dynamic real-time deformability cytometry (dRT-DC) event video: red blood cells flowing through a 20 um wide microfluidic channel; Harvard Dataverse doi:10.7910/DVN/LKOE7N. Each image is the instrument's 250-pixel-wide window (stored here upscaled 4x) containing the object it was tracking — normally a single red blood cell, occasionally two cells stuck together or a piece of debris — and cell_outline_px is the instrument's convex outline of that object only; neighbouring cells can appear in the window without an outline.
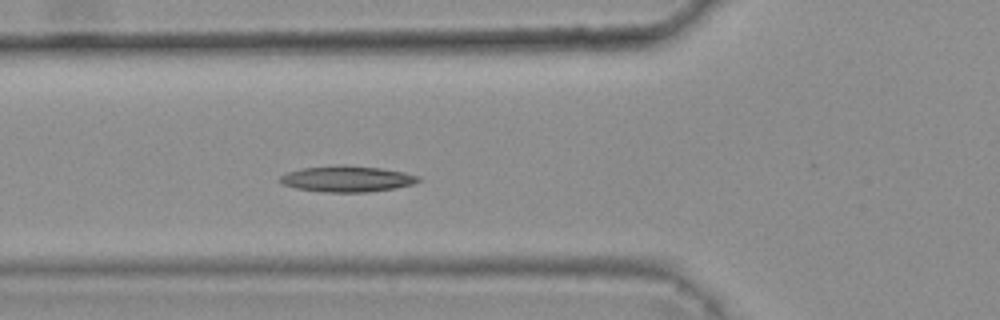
{"species": "common noctule bat (a hibernating species)", "species_latin": "Nyctalus noctula", "temperature_condition": "warm", "stored_images_in_passage": 5, "camera_frame_rate_fps": 3000, "um_per_image_px": 0.085, "animal": {"sex": "female", "body_mass_g": 25.1}, "frame": {"image": 1, "passage_image": 5, "time_ms": 1.333, "image_size_px": [1000, 320], "cell_outline_px": [[420, 180], [412, 184], [396, 188], [368, 192], [320, 192], [296, 188], [284, 184], [276, 180], [280, 176], [288, 172], [300, 168], [340, 164], [344, 164], [380, 168], [404, 172], [420, 176]], "centroid_in_image_um": [29.47, 15.19], "position_along_channel_um": 96.3, "area_um2": 21.21}}